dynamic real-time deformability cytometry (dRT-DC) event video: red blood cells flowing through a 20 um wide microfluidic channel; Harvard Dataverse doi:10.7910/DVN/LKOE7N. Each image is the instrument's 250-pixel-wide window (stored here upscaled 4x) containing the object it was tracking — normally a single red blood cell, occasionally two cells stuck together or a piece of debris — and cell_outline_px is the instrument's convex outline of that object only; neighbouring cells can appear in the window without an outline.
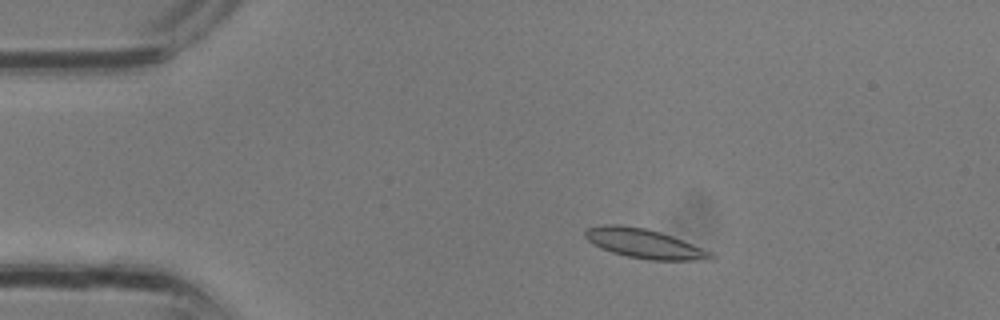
{"species": "common noctule bat (a hibernating species)", "species_latin": "Nyctalus noctula", "temperature_condition": "room temperature", "stored_images_in_passage": 32, "camera_frame_rate_fps": 3000, "um_per_image_px": 0.085, "animal": {"sex": "male", "body_mass_g": 13.3}, "frame": {"image": 1, "passage_image": 6, "time_ms": 1.667, "image_size_px": [1000, 320], "cell_outline_px": [[716, 256], [708, 260], [648, 260], [628, 256], [612, 252], [600, 248], [592, 244], [584, 236], [584, 232], [588, 228], [600, 224], [620, 224], [644, 228], [660, 232], [672, 236], [712, 252]], "centroid_in_image_um": [54.73, 20.7], "position_along_channel_um": 30.3, "area_um2": 21.5}}
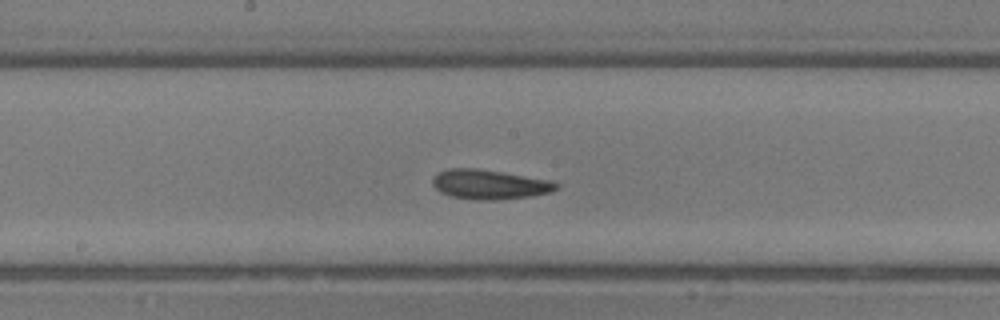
{"frame": {"image": 2, "passage_image": 17, "time_ms": 5.333, "image_size_px": [1000, 320], "cell_outline_px": [[560, 184], [552, 192], [532, 196], [492, 200], [476, 200], [452, 196], [440, 192], [432, 184], [432, 176], [436, 172], [448, 168], [476, 168], [548, 180]], "centroid_in_image_um": [41.55, 15.67], "position_along_channel_um": 206.7, "area_um2": 21.21}}
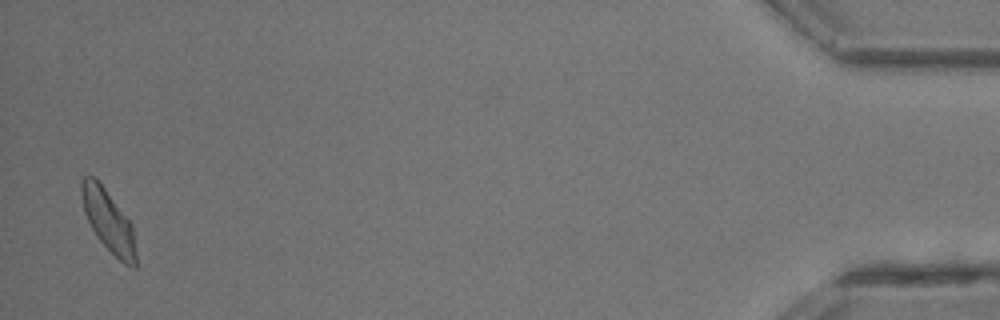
{"frame": {"image": 3, "passage_image": 32, "time_ms": 10.333, "image_size_px": [1000, 320], "cell_outline_px": [[136, 268], [132, 268], [124, 264], [96, 236], [84, 212], [80, 196], [80, 180], [84, 176], [96, 176], [132, 224], [136, 252]], "centroid_in_image_um": [9.19, 18.73], "position_along_channel_um": 426.0, "area_um2": 19.71}}